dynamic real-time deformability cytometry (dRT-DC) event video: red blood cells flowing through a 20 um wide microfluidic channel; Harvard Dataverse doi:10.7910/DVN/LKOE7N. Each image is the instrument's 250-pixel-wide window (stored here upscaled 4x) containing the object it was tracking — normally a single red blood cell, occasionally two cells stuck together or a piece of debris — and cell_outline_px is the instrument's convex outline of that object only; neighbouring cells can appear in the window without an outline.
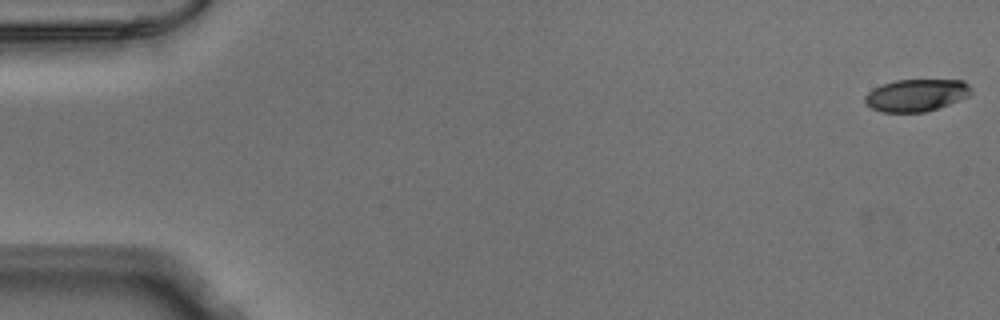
{"species": "Egyptian fruit bat (a non-hibernating species)", "species_latin": "Rousettus aegyptiacus", "temperature_condition": "warm", "stored_images_in_passage": 53, "camera_frame_rate_fps": 3000, "um_per_image_px": 0.085, "animal": {"sex": "male"}, "frame": {"image": 1, "passage_image": 1, "time_ms": 0.0, "image_size_px": [1000, 320], "cell_outline_px": [[972, 92], [968, 96], [948, 104], [924, 112], [880, 112], [872, 108], [864, 100], [864, 96], [872, 88], [896, 80], [964, 80], [972, 88]], "centroid_in_image_um": [77.88, 8.08], "position_along_channel_um": 7.1, "area_um2": 19.83}}
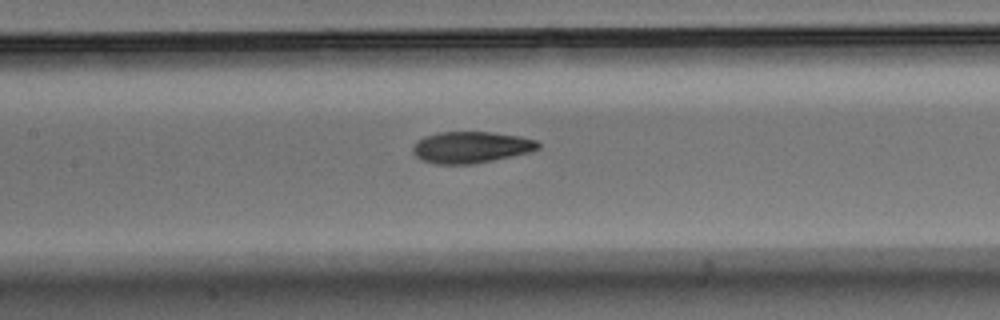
{"frame": {"image": 2, "passage_image": 25, "time_ms": 8.0, "image_size_px": [1000, 320], "cell_outline_px": [[540, 148], [528, 152], [492, 160], [472, 164], [436, 164], [420, 160], [412, 152], [412, 144], [416, 140], [424, 136], [436, 132], [492, 132], [520, 136], [536, 140], [540, 144]], "centroid_in_image_um": [39.97, 12.51], "position_along_channel_um": 167.4, "area_um2": 23.12}}
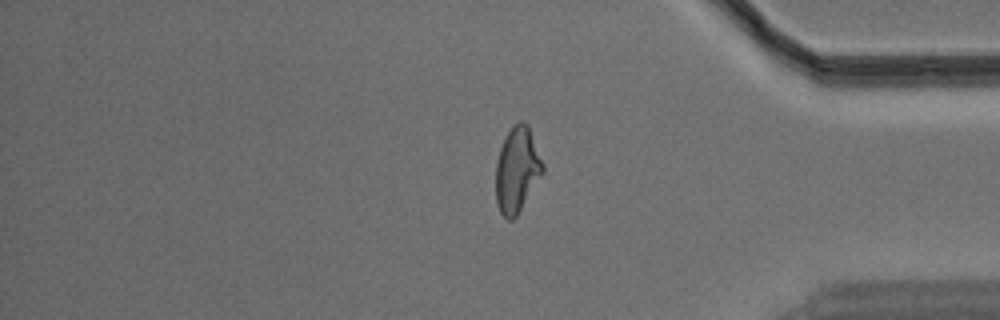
{"frame": {"image": 3, "passage_image": 44, "time_ms": 14.333, "image_size_px": [1000, 320], "cell_outline_px": [[544, 172], [516, 216], [512, 220], [508, 220], [500, 212], [496, 204], [496, 164], [500, 148], [512, 124], [520, 120], [528, 124], [544, 164]], "centroid_in_image_um": [43.95, 14.42], "position_along_channel_um": 391.2, "area_um2": 23.35}}